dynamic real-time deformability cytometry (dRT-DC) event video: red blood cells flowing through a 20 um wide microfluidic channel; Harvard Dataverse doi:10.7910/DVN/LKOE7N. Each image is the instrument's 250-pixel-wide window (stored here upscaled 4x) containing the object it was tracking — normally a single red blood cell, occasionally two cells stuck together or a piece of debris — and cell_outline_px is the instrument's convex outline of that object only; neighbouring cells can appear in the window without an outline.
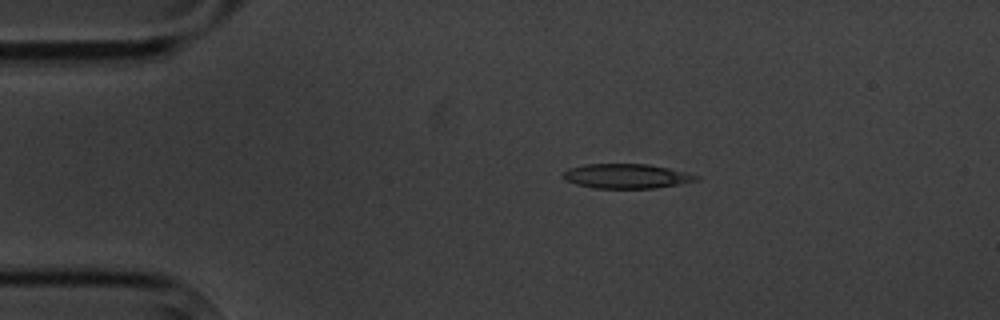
{"species": "common noctule bat (a hibernating species)", "species_latin": "Nyctalus noctula", "temperature_condition": "cold", "stored_images_in_passage": 7, "camera_frame_rate_fps": 3000, "um_per_image_px": 0.085, "animal": {"sex": "male", "body_mass_g": 20.1, "forearm_length_mm": 53.5}, "frame": {"image": 1, "passage_image": 4, "time_ms": 3.333, "image_size_px": [1000, 320], "cell_outline_px": [[700, 180], [680, 184], [656, 188], [596, 188], [576, 184], [564, 180], [560, 176], [560, 172], [568, 168], [584, 164], [648, 164], [688, 172], [700, 176]], "centroid_in_image_um": [53.23, 14.97], "position_along_channel_um": 31.8, "area_um2": 19.36}}
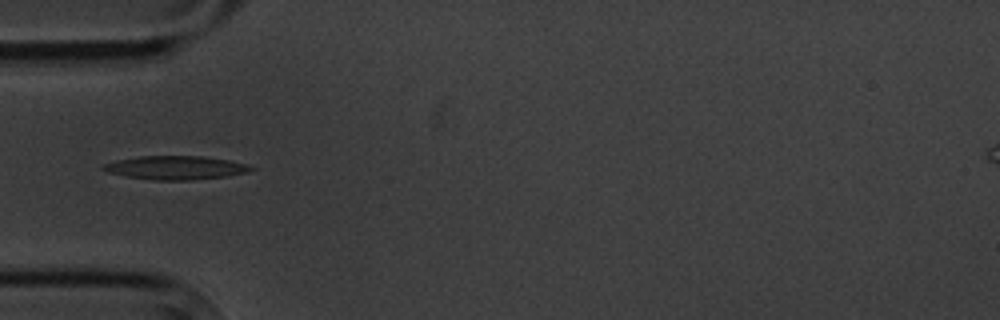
{"frame": {"image": 2, "passage_image": 6, "time_ms": 5.667, "image_size_px": [1000, 320], "cell_outline_px": [[256, 168], [248, 172], [224, 176], [192, 180], [152, 180], [128, 176], [108, 172], [100, 168], [100, 164], [116, 160], [140, 156], [200, 156], [228, 160], [248, 164]], "centroid_in_image_um": [14.9, 14.25], "position_along_channel_um": 70.1, "area_um2": 20.29}}
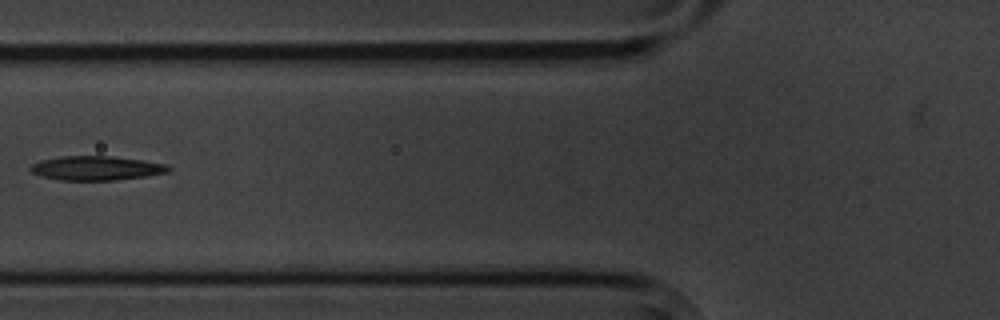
{"frame": {"image": 3, "passage_image": 7, "time_ms": 7.0, "image_size_px": [1000, 320], "cell_outline_px": [[172, 168], [168, 172], [144, 176], [116, 180], [60, 180], [40, 176], [32, 172], [28, 168], [32, 164], [40, 160], [60, 156], [112, 156], [144, 160], [168, 164]], "centroid_in_image_um": [8.18, 14.28], "position_along_channel_um": 117.6, "area_um2": 19.59}}